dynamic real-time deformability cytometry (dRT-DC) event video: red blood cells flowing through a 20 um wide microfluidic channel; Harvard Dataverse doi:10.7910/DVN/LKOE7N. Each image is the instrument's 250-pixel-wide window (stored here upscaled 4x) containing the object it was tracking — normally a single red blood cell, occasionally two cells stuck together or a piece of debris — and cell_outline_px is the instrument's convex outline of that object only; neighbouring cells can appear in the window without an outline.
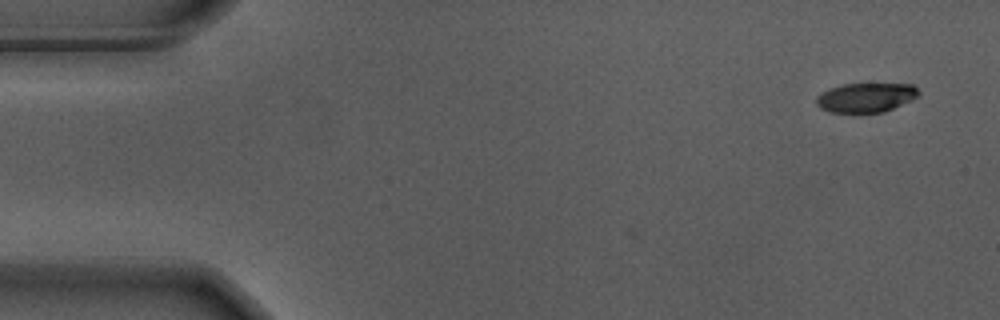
{"species": "Egyptian fruit bat (a non-hibernating species)", "species_latin": "Rousettus aegyptiacus", "temperature_condition": "warm", "stored_images_in_passage": 2, "camera_frame_rate_fps": 3000, "um_per_image_px": 0.085, "animal": {"sex": "male"}, "frame": {"image": 1, "passage_image": 2, "time_ms": 0.333, "image_size_px": [1000, 320], "cell_outline_px": [[920, 92], [916, 96], [884, 112], [828, 112], [820, 108], [816, 104], [816, 96], [828, 88], [844, 84], [912, 84]], "centroid_in_image_um": [73.52, 8.28], "position_along_channel_um": 11.5, "area_um2": 17.22}}